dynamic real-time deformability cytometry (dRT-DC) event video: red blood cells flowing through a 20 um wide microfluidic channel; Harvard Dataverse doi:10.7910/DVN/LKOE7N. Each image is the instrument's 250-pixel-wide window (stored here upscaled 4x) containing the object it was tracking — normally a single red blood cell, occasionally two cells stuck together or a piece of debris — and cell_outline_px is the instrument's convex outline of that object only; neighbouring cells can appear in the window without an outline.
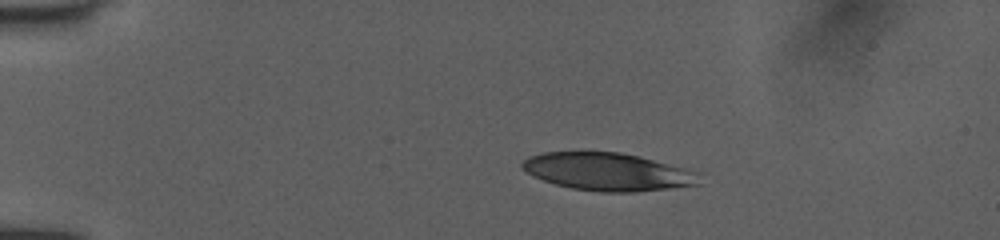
{"species": "human", "species_latin": "Homo sapiens", "temperature_condition": "room temperature", "stored_images_in_passage": 41, "camera_frame_rate_fps": 3000, "um_per_image_px": 0.085, "donor": {"sex": "female"}, "frame": {"image": 1, "passage_image": 1, "time_ms": 0.0, "image_size_px": [1000, 240], "cell_outline_px": [[700, 184], [636, 192], [600, 192], [572, 188], [556, 184], [532, 176], [520, 168], [520, 164], [528, 156], [540, 152], [620, 152], [640, 156], [700, 172]], "centroid_in_image_um": [51.64, 14.59], "position_along_channel_um": 33.4, "area_um2": 39.13}}
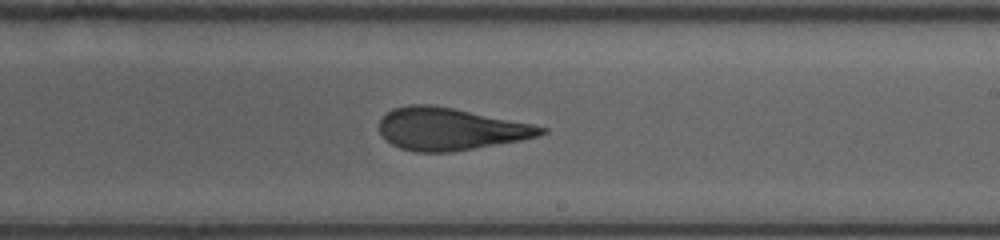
{"frame": {"image": 2, "passage_image": 22, "time_ms": 7.0, "image_size_px": [1000, 240], "cell_outline_px": [[548, 132], [540, 136], [520, 140], [452, 152], [416, 152], [400, 148], [384, 140], [380, 132], [380, 120], [392, 108], [412, 104], [428, 104], [452, 108], [532, 124], [548, 128]], "centroid_in_image_um": [38.26, 10.97], "position_along_channel_um": 250.7, "area_um2": 39.65}}
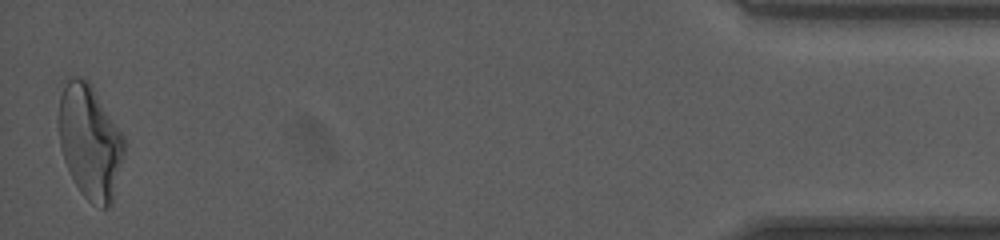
{"frame": {"image": 3, "passage_image": 41, "time_ms": 13.333, "image_size_px": [1000, 240], "cell_outline_px": [[124, 152], [112, 204], [108, 208], [100, 208], [88, 200], [80, 192], [72, 180], [64, 160], [60, 148], [56, 128], [56, 120], [60, 80], [76, 76], [88, 80], [124, 136]], "centroid_in_image_um": [7.56, 11.99], "position_along_channel_um": 427.6, "area_um2": 44.68}, "authors_computed_cell_mechanics": {"area_um2": 40.4022, "velocity_mm_per_s": 4.0548, "shape_relaxation_time_tau1_ms": 6.4929, "shape_relaxation_time_tau2_ms": 1.6777, "deformation_change_tau1": 0.2099, "deformation_change_tau2": 0.1083}}